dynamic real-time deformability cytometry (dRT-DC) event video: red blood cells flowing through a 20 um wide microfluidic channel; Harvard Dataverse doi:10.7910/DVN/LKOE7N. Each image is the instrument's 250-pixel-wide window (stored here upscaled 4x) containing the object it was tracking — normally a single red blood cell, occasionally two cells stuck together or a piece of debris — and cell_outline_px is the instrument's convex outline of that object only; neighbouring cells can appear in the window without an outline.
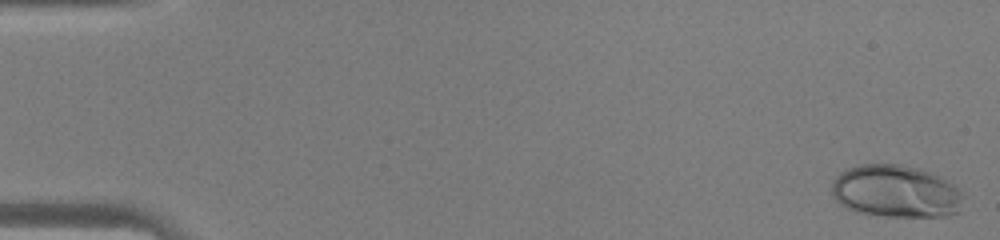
{"species": "human", "species_latin": "Homo sapiens", "temperature_condition": "warm", "stored_images_in_passage": 45, "camera_frame_rate_fps": 3000, "um_per_image_px": 0.085, "donor": {"sex": "male"}, "frame": {"image": 1, "passage_image": 1, "time_ms": 0.0, "image_size_px": [1000, 240], "cell_outline_px": [[960, 212], [948, 216], [884, 216], [856, 212], [840, 204], [832, 196], [832, 180], [840, 172], [848, 168], [860, 164], [900, 164], [920, 168], [940, 176], [952, 184], [960, 192]], "centroid_in_image_um": [76.1, 16.26], "position_along_channel_um": 8.9, "area_um2": 40.23}}
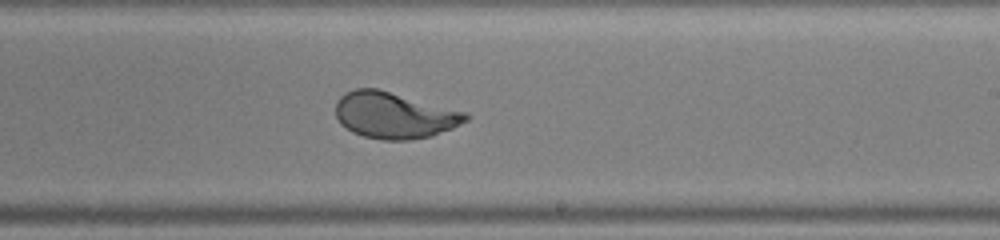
{"frame": {"image": 2, "passage_image": 28, "time_ms": 9.0, "image_size_px": [1000, 240], "cell_outline_px": [[468, 120], [452, 128], [432, 136], [408, 140], [384, 140], [364, 136], [352, 132], [340, 124], [336, 116], [336, 100], [344, 92], [356, 88], [376, 88], [468, 112]], "centroid_in_image_um": [33.5, 9.79], "position_along_channel_um": 255.5, "area_um2": 35.2}}
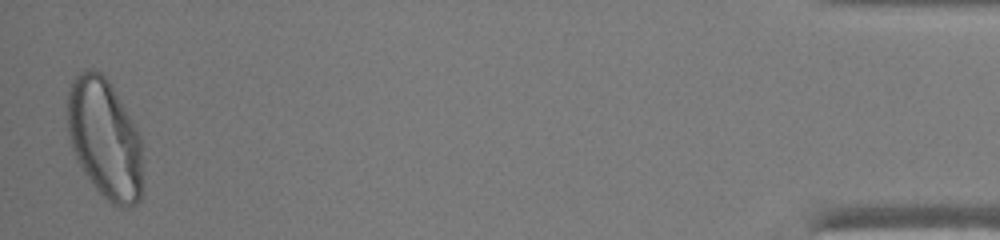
{"frame": {"image": 3, "passage_image": 45, "time_ms": 14.667, "image_size_px": [1000, 240], "cell_outline_px": [[140, 200], [136, 204], [124, 208], [120, 208], [112, 204], [92, 184], [76, 160], [68, 136], [68, 88], [72, 80], [84, 68], [92, 68], [100, 72], [108, 80], [132, 120], [140, 136]], "centroid_in_image_um": [8.86, 11.76], "position_along_channel_um": 426.3, "area_um2": 52.14}}